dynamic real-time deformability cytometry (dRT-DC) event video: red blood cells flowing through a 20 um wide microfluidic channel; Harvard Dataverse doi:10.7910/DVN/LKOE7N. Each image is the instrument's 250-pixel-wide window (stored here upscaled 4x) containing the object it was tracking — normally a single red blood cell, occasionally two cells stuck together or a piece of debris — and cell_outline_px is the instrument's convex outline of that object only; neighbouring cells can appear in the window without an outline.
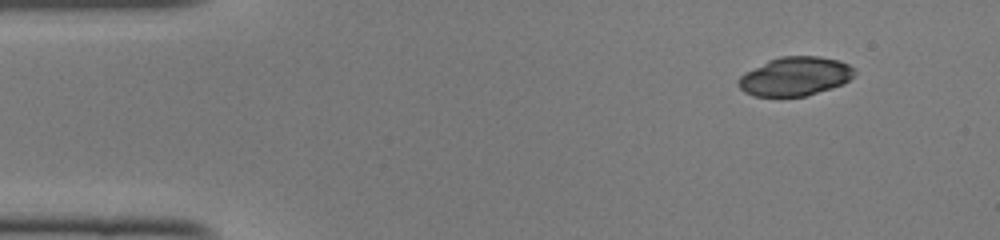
{"species": "common noctule bat (a hibernating species)", "species_latin": "Nyctalus noctula", "temperature_condition": "cold", "stored_images_in_passage": 44, "camera_frame_rate_fps": 3000, "um_per_image_px": 0.085, "animal": {"sex": "female", "body_mass_g": 22.0, "forearm_length_mm": 56.7}, "frame": {"image": 1, "passage_image": 1, "time_ms": 0.0, "image_size_px": [1000, 240], "cell_outline_px": [[856, 72], [844, 84], [808, 96], [752, 96], [744, 92], [736, 84], [736, 80], [744, 72], [768, 60], [780, 56], [820, 56], [840, 60], [856, 68]], "centroid_in_image_um": [67.57, 6.49], "position_along_channel_um": 17.4, "area_um2": 26.7}}